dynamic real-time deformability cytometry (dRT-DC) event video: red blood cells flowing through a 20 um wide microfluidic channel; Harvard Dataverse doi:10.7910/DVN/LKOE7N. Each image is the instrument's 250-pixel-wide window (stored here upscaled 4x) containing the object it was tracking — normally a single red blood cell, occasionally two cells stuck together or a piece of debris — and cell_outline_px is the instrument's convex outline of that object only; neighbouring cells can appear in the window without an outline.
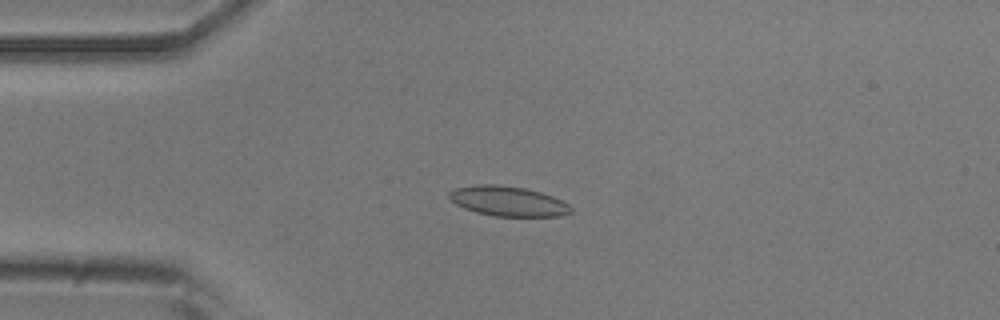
{"species": "common noctule bat (a hibernating species)", "species_latin": "Nyctalus noctula", "temperature_condition": "room temperature", "stored_images_in_passage": 52, "camera_frame_rate_fps": 3000, "um_per_image_px": 0.085, "animal": {"sex": "male", "body_mass_g": 20.5, "forearm_length_mm": 52.5}, "frame": {"image": 1, "passage_image": 12, "time_ms": 3.667, "image_size_px": [1000, 320], "cell_outline_px": [[572, 212], [560, 216], [492, 216], [476, 212], [464, 208], [456, 204], [448, 196], [448, 192], [456, 188], [476, 184], [496, 184], [524, 188], [540, 192], [552, 196], [568, 204], [572, 208]], "centroid_in_image_um": [43.16, 17.1], "position_along_channel_um": 41.8, "area_um2": 21.15}}
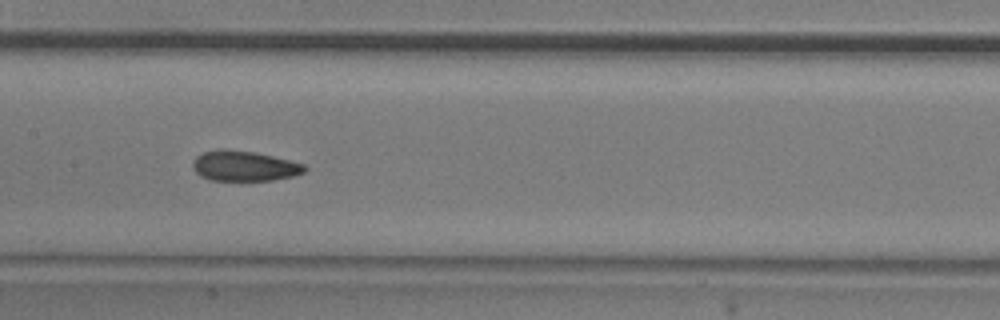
{"frame": {"image": 2, "passage_image": 25, "time_ms": 8.0, "image_size_px": [1000, 320], "cell_outline_px": [[308, 168], [304, 172], [292, 176], [272, 180], [208, 180], [200, 176], [192, 168], [192, 160], [196, 156], [204, 152], [220, 148], [252, 152], [272, 156], [304, 164]], "centroid_in_image_um": [20.71, 14.11], "position_along_channel_um": 186.7, "area_um2": 19.65}}
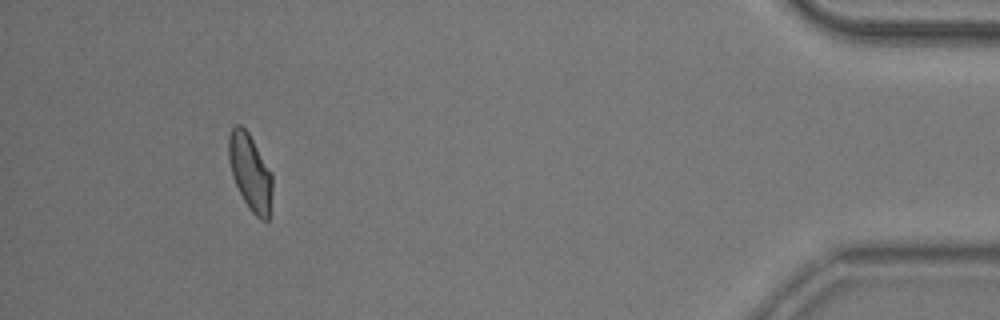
{"frame": {"image": 3, "passage_image": 48, "time_ms": 15.667, "image_size_px": [1000, 320], "cell_outline_px": [[272, 188], [268, 220], [260, 220], [248, 208], [232, 176], [228, 156], [228, 136], [232, 128], [236, 124], [240, 124], [248, 132], [272, 172]], "centroid_in_image_um": [21.26, 14.62], "position_along_channel_um": 413.9, "area_um2": 19.36}, "authors_computed_cell_mechanics": {"area_um2": 20.1144, "velocity_mm_per_s": 3.8259, "shape_relaxation_time_tau1_ms": 7.7583, "shape_relaxation_time_tau2_ms": 1.9948, "deformation_change_tau1": 0.154, "deformation_change_tau2": 0.0802}}